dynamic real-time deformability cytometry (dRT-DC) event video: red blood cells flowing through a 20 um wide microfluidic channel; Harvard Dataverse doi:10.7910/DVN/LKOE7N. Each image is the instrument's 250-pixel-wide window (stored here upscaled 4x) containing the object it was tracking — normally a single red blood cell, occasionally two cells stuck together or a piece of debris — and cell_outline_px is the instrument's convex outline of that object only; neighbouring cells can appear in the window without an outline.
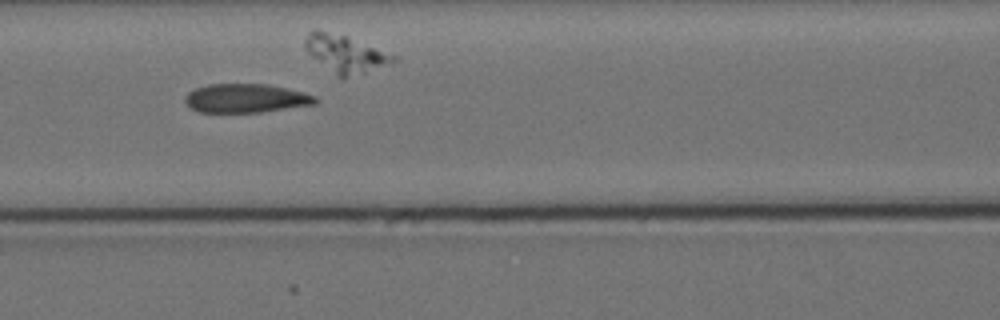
{"species": "Egyptian fruit bat (a non-hibernating species)", "species_latin": "Rousettus aegyptiacus", "temperature_condition": "cold", "stored_images_in_passage": 15, "camera_frame_rate_fps": 3000, "um_per_image_px": 0.085, "animal": {"sex": "female"}, "frame": {"image": 1, "passage_image": 7, "time_ms": 7.0, "image_size_px": [1000, 320], "cell_outline_px": [[320, 100], [316, 104], [260, 112], [200, 112], [192, 108], [184, 100], [184, 96], [188, 92], [196, 88], [208, 84], [268, 84], [304, 92], [316, 96]], "centroid_in_image_um": [20.93, 8.35], "position_along_channel_um": 145.7, "area_um2": 21.91}}
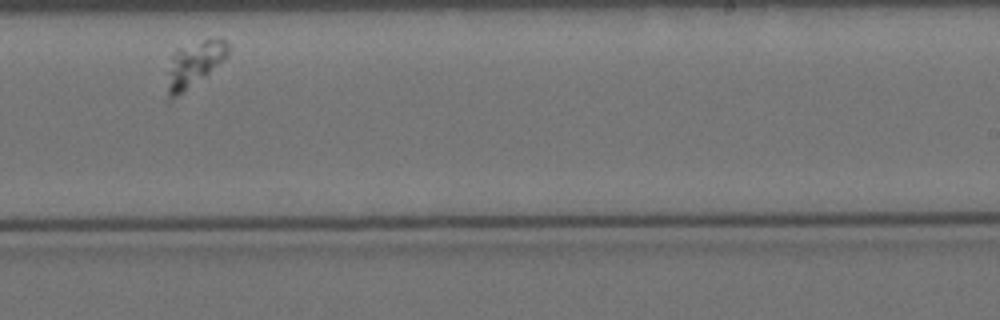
{"frame": {"image": 2, "passage_image": 10, "time_ms": 11.333, "image_size_px": [1000, 320], "cell_outline_px": [[228, 52], [208, 72], [168, 104], [168, 72], [172, 56], [176, 48], [204, 40], [220, 36], [228, 44]], "centroid_in_image_um": [16.45, 5.43], "position_along_channel_um": 272.6, "area_um2": 15.43}}
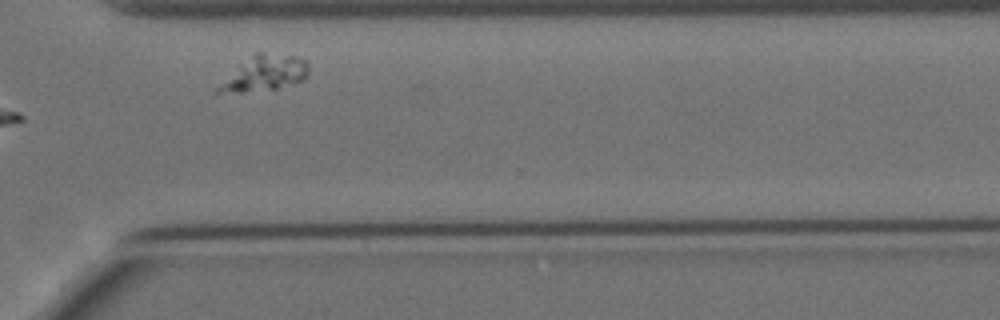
{"frame": {"image": 3, "passage_image": 12, "time_ms": 13.667, "image_size_px": [1000, 320], "cell_outline_px": [[308, 76], [304, 80], [276, 88], [244, 92], [216, 92], [216, 88], [256, 52], [260, 52], [296, 56], [304, 60], [308, 64]], "centroid_in_image_um": [22.58, 6.23], "position_along_channel_um": 348.0, "area_um2": 17.74}}